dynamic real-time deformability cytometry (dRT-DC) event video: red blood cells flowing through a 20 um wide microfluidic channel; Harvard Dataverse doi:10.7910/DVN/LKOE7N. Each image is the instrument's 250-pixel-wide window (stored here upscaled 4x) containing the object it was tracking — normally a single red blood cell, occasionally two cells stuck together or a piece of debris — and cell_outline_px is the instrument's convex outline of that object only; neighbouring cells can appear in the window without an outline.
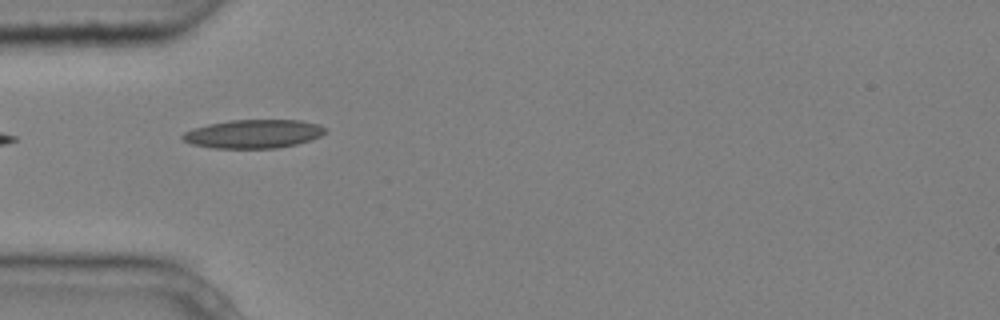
{"species": "common noctule bat (a hibernating species)", "species_latin": "Nyctalus noctula", "temperature_condition": "cold", "stored_images_in_passage": 3, "camera_frame_rate_fps": 3000, "um_per_image_px": 0.085, "animal": {"sex": "male", "body_mass_g": 20.4}, "frame": {"image": 1, "passage_image": 2, "time_ms": 0.333, "image_size_px": [1000, 320], "cell_outline_px": [[328, 132], [312, 140], [296, 144], [276, 148], [212, 148], [192, 144], [184, 140], [180, 136], [184, 132], [192, 128], [208, 124], [228, 120], [300, 120], [320, 124], [328, 128]], "centroid_in_image_um": [21.58, 11.37], "position_along_channel_um": 63.4, "area_um2": 24.04}}
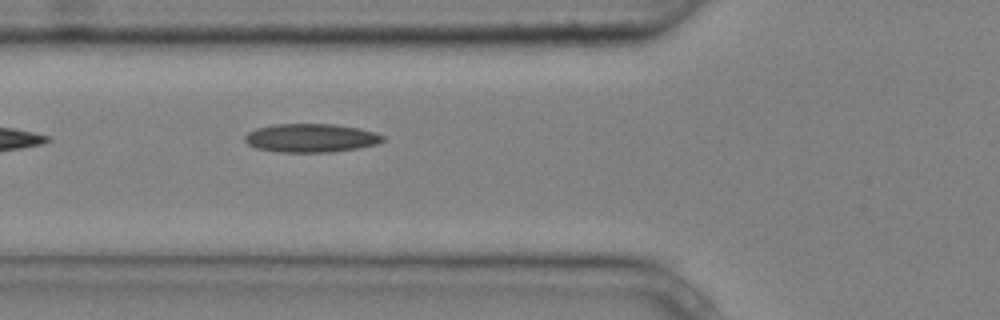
{"frame": {"image": 2, "passage_image": 3, "time_ms": 0.667, "image_size_px": [1000, 320], "cell_outline_px": [[384, 140], [376, 144], [356, 148], [332, 152], [276, 152], [256, 148], [248, 144], [244, 140], [244, 136], [248, 132], [256, 128], [272, 124], [332, 124], [360, 128], [376, 132], [384, 136]], "centroid_in_image_um": [26.4, 11.72], "position_along_channel_um": 99.4, "area_um2": 23.06}}